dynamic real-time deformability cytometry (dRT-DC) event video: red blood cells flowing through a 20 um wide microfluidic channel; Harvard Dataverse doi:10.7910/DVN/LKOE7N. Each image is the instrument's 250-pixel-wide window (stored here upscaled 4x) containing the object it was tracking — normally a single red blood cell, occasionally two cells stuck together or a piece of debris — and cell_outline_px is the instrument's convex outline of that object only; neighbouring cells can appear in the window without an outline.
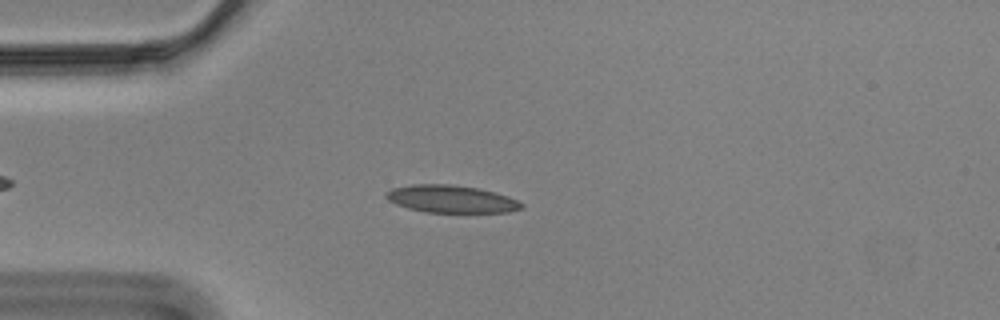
{"species": "Egyptian fruit bat (a non-hibernating species)", "species_latin": "Rousettus aegyptiacus", "temperature_condition": "cold", "stored_images_in_passage": 53, "camera_frame_rate_fps": 3000, "um_per_image_px": 0.085, "animal": {"sex": "male"}, "frame": {"image": 1, "passage_image": 11, "time_ms": 3.333, "image_size_px": [1000, 320], "cell_outline_px": [[524, 208], [508, 212], [424, 212], [408, 208], [396, 204], [388, 200], [384, 196], [384, 192], [392, 188], [412, 184], [452, 184], [480, 188], [496, 192], [508, 196], [524, 204]], "centroid_in_image_um": [38.34, 16.9], "position_along_channel_um": 46.7, "area_um2": 21.91}}
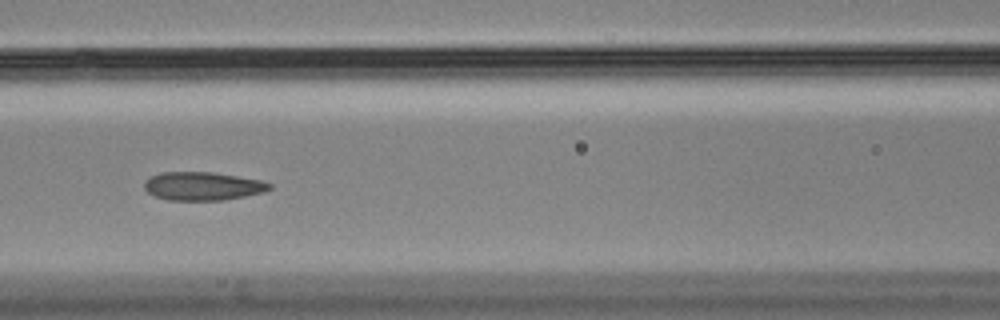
{"frame": {"image": 2, "passage_image": 21, "time_ms": 6.667, "image_size_px": [1000, 320], "cell_outline_px": [[272, 188], [264, 192], [224, 200], [168, 200], [156, 196], [148, 192], [144, 188], [144, 180], [160, 172], [212, 172], [260, 180], [272, 184]], "centroid_in_image_um": [17.22, 15.82], "position_along_channel_um": 149.4, "area_um2": 20.63}}
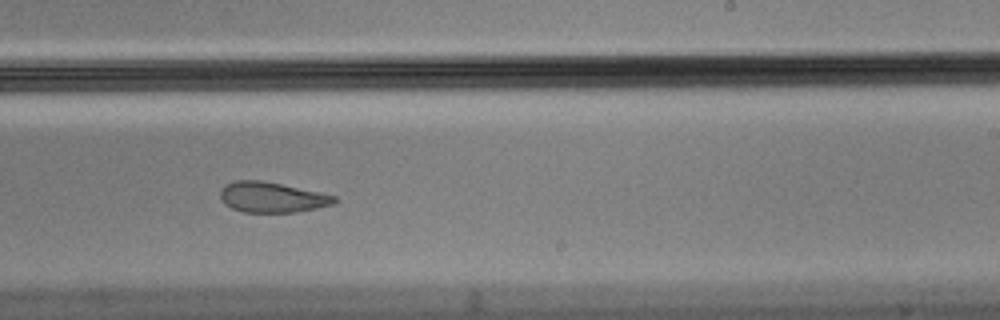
{"frame": {"image": 3, "passage_image": 31, "time_ms": 10.0, "image_size_px": [1000, 320], "cell_outline_px": [[340, 200], [336, 204], [296, 212], [244, 212], [232, 208], [224, 204], [220, 196], [220, 188], [224, 184], [232, 180], [260, 180], [280, 184], [336, 196]], "centroid_in_image_um": [23.1, 16.76], "position_along_channel_um": 265.9, "area_um2": 20.29}, "authors_computed_cell_mechanics": {"area_um2": 21.7906, "velocity_mm_per_s": 3.5068, "shape_relaxation_time_tau1_ms": null, "shape_relaxation_time_tau2_ms": 3.1309, "deformation_change_tau1": null, "deformation_change_tau2": 0.0773}}